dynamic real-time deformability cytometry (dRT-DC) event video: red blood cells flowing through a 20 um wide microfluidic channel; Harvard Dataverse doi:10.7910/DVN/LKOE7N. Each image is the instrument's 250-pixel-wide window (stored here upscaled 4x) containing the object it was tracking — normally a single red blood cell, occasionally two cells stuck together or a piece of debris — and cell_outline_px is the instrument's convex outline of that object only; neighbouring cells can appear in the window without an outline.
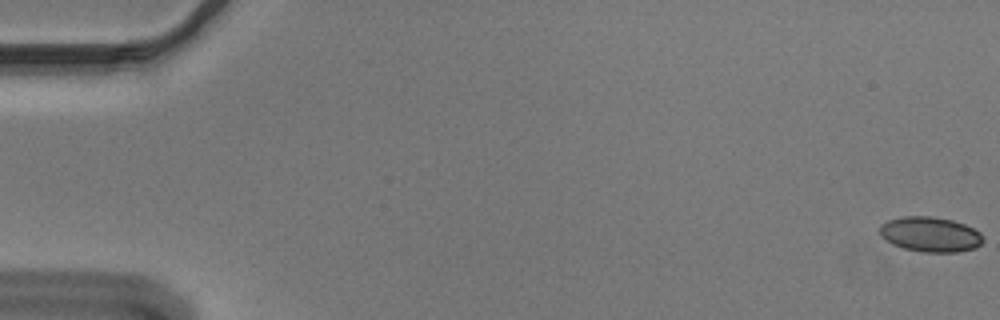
{"species": "Egyptian fruit bat (a non-hibernating species)", "species_latin": "Rousettus aegyptiacus", "temperature_condition": "cold", "stored_images_in_passage": 17, "camera_frame_rate_fps": 3000, "um_per_image_px": 0.085, "animal": {"sex": "male"}, "frame": {"image": 1, "passage_image": 1, "time_ms": 0.0, "image_size_px": [1000, 320], "cell_outline_px": [[984, 240], [976, 248], [956, 252], [924, 252], [904, 248], [892, 244], [880, 236], [880, 224], [888, 220], [904, 216], [932, 216], [952, 220], [964, 224], [980, 232], [984, 236]], "centroid_in_image_um": [79.08, 19.92], "position_along_channel_um": 5.9, "area_um2": 21.15}}
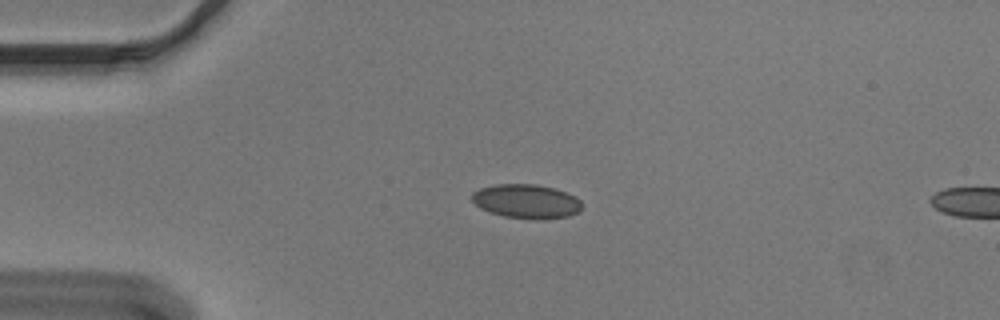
{"frame": {"image": 2, "passage_image": 14, "time_ms": 4.333, "image_size_px": [1000, 320], "cell_outline_px": [[580, 212], [568, 216], [544, 220], [540, 220], [504, 216], [480, 208], [472, 200], [472, 192], [480, 188], [496, 184], [536, 184], [552, 188], [576, 196], [580, 200]], "centroid_in_image_um": [44.75, 17.12], "position_along_channel_um": 40.3, "area_um2": 21.79}}